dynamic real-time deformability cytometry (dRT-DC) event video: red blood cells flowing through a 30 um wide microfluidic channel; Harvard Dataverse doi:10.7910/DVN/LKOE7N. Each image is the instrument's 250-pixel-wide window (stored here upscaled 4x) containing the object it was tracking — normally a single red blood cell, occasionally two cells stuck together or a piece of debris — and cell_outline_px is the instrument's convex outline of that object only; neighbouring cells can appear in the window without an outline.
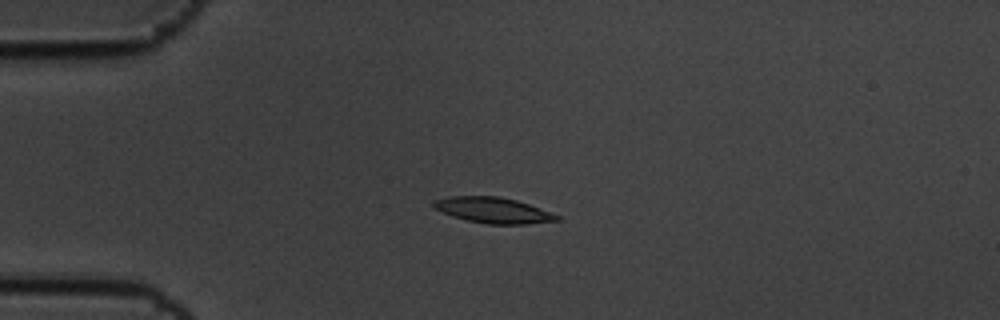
{"species": "common noctule bat (a hibernating species)", "species_latin": "Nyctalus noctula", "temperature_condition": "cold", "stored_images_in_passage": 4, "camera_frame_rate_fps": 3000, "um_per_image_px": 0.085, "animal": {"sex": "male", "body_mass_g": 19.5, "forearm_length_mm": 54.6}, "frame": {"image": 1, "passage_image": 3, "time_ms": 0.667, "image_size_px": [1000, 320], "cell_outline_px": [[560, 220], [524, 224], [488, 224], [468, 220], [452, 216], [436, 208], [432, 204], [432, 200], [448, 196], [500, 196], [516, 200], [528, 204], [560, 216]], "centroid_in_image_um": [41.9, 17.86], "position_along_channel_um": 43.1, "area_um2": 18.26}}